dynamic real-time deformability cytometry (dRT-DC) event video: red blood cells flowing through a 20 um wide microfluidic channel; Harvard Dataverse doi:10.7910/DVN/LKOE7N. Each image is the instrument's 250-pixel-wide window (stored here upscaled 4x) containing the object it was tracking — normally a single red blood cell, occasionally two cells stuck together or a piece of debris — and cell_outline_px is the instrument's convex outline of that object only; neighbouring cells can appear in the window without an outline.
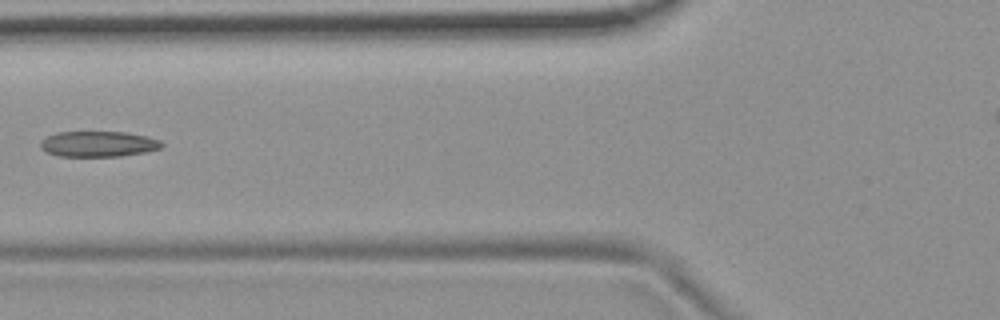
{"species": "common noctule bat (a hibernating species)", "species_latin": "Nyctalus noctula", "temperature_condition": "room temperature", "stored_images_in_passage": 7, "camera_frame_rate_fps": 3000, "um_per_image_px": 0.085, "animal": {"sex": "female", "body_mass_g": 19.9}, "frame": {"image": 1, "passage_image": 6, "time_ms": 6.667, "image_size_px": [1000, 320], "cell_outline_px": [[164, 144], [160, 148], [144, 152], [120, 156], [60, 156], [44, 152], [40, 148], [40, 140], [56, 132], [124, 132], [144, 136], [160, 140]], "centroid_in_image_um": [8.3, 12.24], "position_along_channel_um": 117.5, "area_um2": 18.03}}
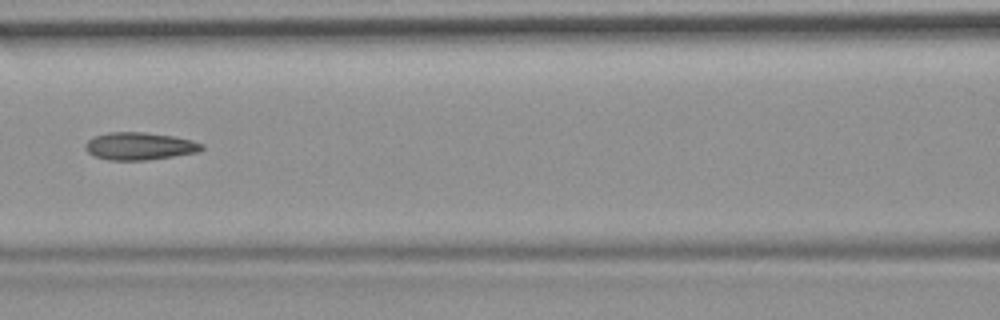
{"frame": {"image": 2, "passage_image": 7, "time_ms": 7.667, "image_size_px": [1000, 320], "cell_outline_px": [[204, 148], [200, 152], [148, 160], [108, 160], [96, 156], [88, 152], [84, 148], [84, 144], [88, 140], [96, 136], [108, 132], [144, 132], [172, 136], [192, 140], [204, 144]], "centroid_in_image_um": [11.88, 12.42], "position_along_channel_um": 154.7, "area_um2": 18.73}}